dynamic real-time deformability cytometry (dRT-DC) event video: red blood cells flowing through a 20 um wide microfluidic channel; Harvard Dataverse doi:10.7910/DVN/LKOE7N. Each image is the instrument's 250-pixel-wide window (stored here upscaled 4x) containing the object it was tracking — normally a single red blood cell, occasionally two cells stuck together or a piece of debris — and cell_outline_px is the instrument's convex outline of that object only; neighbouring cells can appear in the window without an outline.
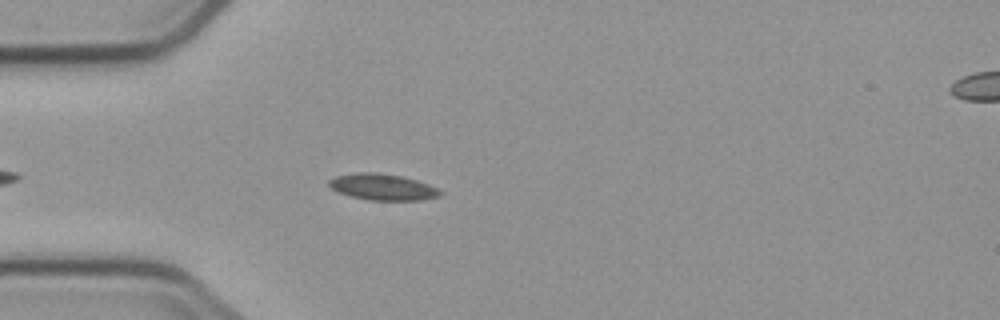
{"species": "common noctule bat (a hibernating species)", "species_latin": "Nyctalus noctula", "temperature_condition": "cold", "stored_images_in_passage": 5, "segment_of_instrument_passage": [1, 2], "camera_frame_rate_fps": 3000, "um_per_image_px": 0.085, "animal": {"sex": "male", "body_mass_g": 23.1, "forearm_length_mm": 52.7}, "frame": {"image": 1, "passage_image": 4, "time_ms": 3.667, "image_size_px": [1000, 320], "cell_outline_px": [[444, 192], [440, 196], [420, 200], [368, 200], [352, 196], [340, 192], [332, 188], [328, 184], [328, 180], [336, 176], [360, 172], [376, 172], [400, 176], [416, 180], [428, 184]], "centroid_in_image_um": [32.54, 15.89], "position_along_channel_um": 52.5, "area_um2": 16.82}}